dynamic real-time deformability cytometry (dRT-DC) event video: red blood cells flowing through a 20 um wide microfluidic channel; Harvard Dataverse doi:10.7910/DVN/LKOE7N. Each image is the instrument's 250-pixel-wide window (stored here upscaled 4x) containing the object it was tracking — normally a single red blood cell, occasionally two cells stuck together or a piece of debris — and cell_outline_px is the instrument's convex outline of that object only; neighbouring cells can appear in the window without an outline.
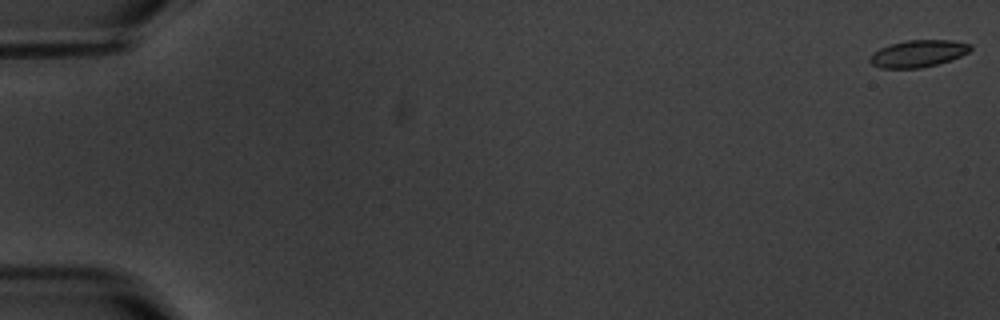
{"species": "common noctule bat (a hibernating species)", "species_latin": "Nyctalus noctula", "temperature_condition": "warm", "stored_images_in_passage": 6, "camera_frame_rate_fps": 3000, "um_per_image_px": 0.085, "animal": {"sex": "male", "body_mass_g": 20.1, "forearm_length_mm": 53.5}, "frame": {"image": 1, "passage_image": 1, "time_ms": 0.0, "image_size_px": [1000, 320], "cell_outline_px": [[972, 48], [968, 52], [960, 56], [936, 64], [920, 68], [880, 68], [872, 64], [868, 60], [880, 48], [892, 44], [908, 40], [952, 40], [972, 44]], "centroid_in_image_um": [78.06, 4.55], "position_along_channel_um": 6.9, "area_um2": 15.55}}
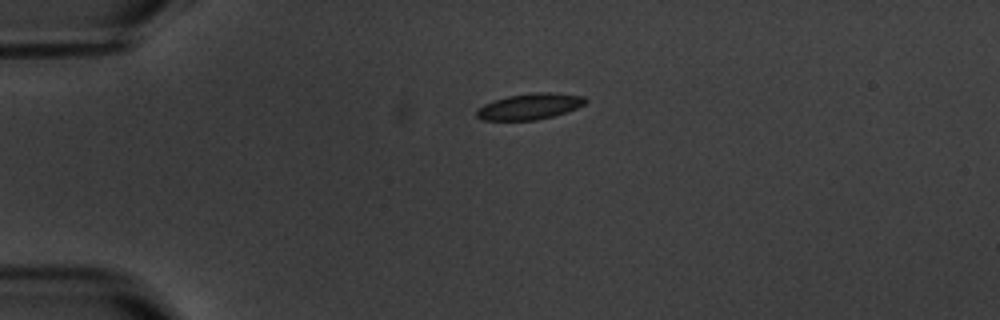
{"frame": {"image": 2, "passage_image": 5, "time_ms": 4.667, "image_size_px": [1000, 320], "cell_outline_px": [[588, 100], [584, 104], [576, 108], [552, 116], [536, 120], [480, 120], [476, 116], [476, 112], [484, 104], [492, 100], [508, 96], [532, 92], [552, 92], [584, 96]], "centroid_in_image_um": [45.01, 9.04], "position_along_channel_um": 40.0, "area_um2": 16.47}}